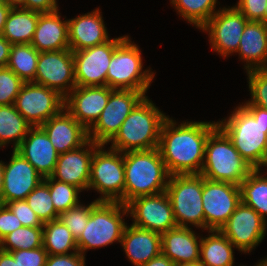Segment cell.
<instances>
[{
  "label": "cell",
  "instance_id": "cell-1",
  "mask_svg": "<svg viewBox=\"0 0 267 266\" xmlns=\"http://www.w3.org/2000/svg\"><path fill=\"white\" fill-rule=\"evenodd\" d=\"M217 121L177 122L167 117L162 124L158 150L170 175L200 174L209 134Z\"/></svg>",
  "mask_w": 267,
  "mask_h": 266
},
{
  "label": "cell",
  "instance_id": "cell-2",
  "mask_svg": "<svg viewBox=\"0 0 267 266\" xmlns=\"http://www.w3.org/2000/svg\"><path fill=\"white\" fill-rule=\"evenodd\" d=\"M234 106L217 125L226 133L241 157L254 169L267 168V110L256 105Z\"/></svg>",
  "mask_w": 267,
  "mask_h": 266
},
{
  "label": "cell",
  "instance_id": "cell-3",
  "mask_svg": "<svg viewBox=\"0 0 267 266\" xmlns=\"http://www.w3.org/2000/svg\"><path fill=\"white\" fill-rule=\"evenodd\" d=\"M168 116L145 96L106 145L111 143L110 148L122 153L158 148L161 127Z\"/></svg>",
  "mask_w": 267,
  "mask_h": 266
},
{
  "label": "cell",
  "instance_id": "cell-4",
  "mask_svg": "<svg viewBox=\"0 0 267 266\" xmlns=\"http://www.w3.org/2000/svg\"><path fill=\"white\" fill-rule=\"evenodd\" d=\"M124 205L139 196L166 191L170 174L158 148L124 152Z\"/></svg>",
  "mask_w": 267,
  "mask_h": 266
},
{
  "label": "cell",
  "instance_id": "cell-5",
  "mask_svg": "<svg viewBox=\"0 0 267 266\" xmlns=\"http://www.w3.org/2000/svg\"><path fill=\"white\" fill-rule=\"evenodd\" d=\"M253 169L219 126L209 134L204 164L200 172L205 179L240 186Z\"/></svg>",
  "mask_w": 267,
  "mask_h": 266
},
{
  "label": "cell",
  "instance_id": "cell-6",
  "mask_svg": "<svg viewBox=\"0 0 267 266\" xmlns=\"http://www.w3.org/2000/svg\"><path fill=\"white\" fill-rule=\"evenodd\" d=\"M129 217L127 206L120 202L99 201L92 209L88 223L76 240L83 256L89 250L104 248L121 242Z\"/></svg>",
  "mask_w": 267,
  "mask_h": 266
},
{
  "label": "cell",
  "instance_id": "cell-7",
  "mask_svg": "<svg viewBox=\"0 0 267 266\" xmlns=\"http://www.w3.org/2000/svg\"><path fill=\"white\" fill-rule=\"evenodd\" d=\"M142 51L128 36L112 55L107 73V86L112 89L141 91L145 96L156 72L143 65Z\"/></svg>",
  "mask_w": 267,
  "mask_h": 266
},
{
  "label": "cell",
  "instance_id": "cell-8",
  "mask_svg": "<svg viewBox=\"0 0 267 266\" xmlns=\"http://www.w3.org/2000/svg\"><path fill=\"white\" fill-rule=\"evenodd\" d=\"M202 189L201 174L170 175L165 192L170 199L178 227H196L195 229L205 231Z\"/></svg>",
  "mask_w": 267,
  "mask_h": 266
},
{
  "label": "cell",
  "instance_id": "cell-9",
  "mask_svg": "<svg viewBox=\"0 0 267 266\" xmlns=\"http://www.w3.org/2000/svg\"><path fill=\"white\" fill-rule=\"evenodd\" d=\"M100 144L93 153L88 191L99 193L97 201L124 204V152Z\"/></svg>",
  "mask_w": 267,
  "mask_h": 266
},
{
  "label": "cell",
  "instance_id": "cell-10",
  "mask_svg": "<svg viewBox=\"0 0 267 266\" xmlns=\"http://www.w3.org/2000/svg\"><path fill=\"white\" fill-rule=\"evenodd\" d=\"M247 22V18L234 5H226L221 7L200 31L208 33L211 49L226 59L237 52Z\"/></svg>",
  "mask_w": 267,
  "mask_h": 266
},
{
  "label": "cell",
  "instance_id": "cell-11",
  "mask_svg": "<svg viewBox=\"0 0 267 266\" xmlns=\"http://www.w3.org/2000/svg\"><path fill=\"white\" fill-rule=\"evenodd\" d=\"M144 97L141 91L114 89L110 93L106 107L88 130V139L97 144H107Z\"/></svg>",
  "mask_w": 267,
  "mask_h": 266
},
{
  "label": "cell",
  "instance_id": "cell-12",
  "mask_svg": "<svg viewBox=\"0 0 267 266\" xmlns=\"http://www.w3.org/2000/svg\"><path fill=\"white\" fill-rule=\"evenodd\" d=\"M128 37L111 38L106 43L74 51L76 86H107V73L114 50Z\"/></svg>",
  "mask_w": 267,
  "mask_h": 266
},
{
  "label": "cell",
  "instance_id": "cell-13",
  "mask_svg": "<svg viewBox=\"0 0 267 266\" xmlns=\"http://www.w3.org/2000/svg\"><path fill=\"white\" fill-rule=\"evenodd\" d=\"M65 98L56 90L25 82L16 97V110L32 126H41L64 108Z\"/></svg>",
  "mask_w": 267,
  "mask_h": 266
},
{
  "label": "cell",
  "instance_id": "cell-14",
  "mask_svg": "<svg viewBox=\"0 0 267 266\" xmlns=\"http://www.w3.org/2000/svg\"><path fill=\"white\" fill-rule=\"evenodd\" d=\"M220 231L241 254H250L264 240L267 222L251 207L240 203Z\"/></svg>",
  "mask_w": 267,
  "mask_h": 266
},
{
  "label": "cell",
  "instance_id": "cell-15",
  "mask_svg": "<svg viewBox=\"0 0 267 266\" xmlns=\"http://www.w3.org/2000/svg\"><path fill=\"white\" fill-rule=\"evenodd\" d=\"M240 203V186L203 177L202 207L205 231L220 230Z\"/></svg>",
  "mask_w": 267,
  "mask_h": 266
},
{
  "label": "cell",
  "instance_id": "cell-16",
  "mask_svg": "<svg viewBox=\"0 0 267 266\" xmlns=\"http://www.w3.org/2000/svg\"><path fill=\"white\" fill-rule=\"evenodd\" d=\"M132 225L162 234L177 226L173 208L166 192L139 196L127 204Z\"/></svg>",
  "mask_w": 267,
  "mask_h": 266
},
{
  "label": "cell",
  "instance_id": "cell-17",
  "mask_svg": "<svg viewBox=\"0 0 267 266\" xmlns=\"http://www.w3.org/2000/svg\"><path fill=\"white\" fill-rule=\"evenodd\" d=\"M33 83L56 90L65 98L76 87L72 51L39 52Z\"/></svg>",
  "mask_w": 267,
  "mask_h": 266
},
{
  "label": "cell",
  "instance_id": "cell-18",
  "mask_svg": "<svg viewBox=\"0 0 267 266\" xmlns=\"http://www.w3.org/2000/svg\"><path fill=\"white\" fill-rule=\"evenodd\" d=\"M9 162H4L1 204L26 197L43 181L44 177L20 153L12 149Z\"/></svg>",
  "mask_w": 267,
  "mask_h": 266
},
{
  "label": "cell",
  "instance_id": "cell-19",
  "mask_svg": "<svg viewBox=\"0 0 267 266\" xmlns=\"http://www.w3.org/2000/svg\"><path fill=\"white\" fill-rule=\"evenodd\" d=\"M108 86H76L66 97L64 108L88 131L106 107Z\"/></svg>",
  "mask_w": 267,
  "mask_h": 266
},
{
  "label": "cell",
  "instance_id": "cell-20",
  "mask_svg": "<svg viewBox=\"0 0 267 266\" xmlns=\"http://www.w3.org/2000/svg\"><path fill=\"white\" fill-rule=\"evenodd\" d=\"M99 145L88 140L80 148L59 154L51 177L57 181L74 185L82 192L88 191L91 161L94 150Z\"/></svg>",
  "mask_w": 267,
  "mask_h": 266
},
{
  "label": "cell",
  "instance_id": "cell-21",
  "mask_svg": "<svg viewBox=\"0 0 267 266\" xmlns=\"http://www.w3.org/2000/svg\"><path fill=\"white\" fill-rule=\"evenodd\" d=\"M100 7L68 19V40L72 52L106 43L111 39Z\"/></svg>",
  "mask_w": 267,
  "mask_h": 266
},
{
  "label": "cell",
  "instance_id": "cell-22",
  "mask_svg": "<svg viewBox=\"0 0 267 266\" xmlns=\"http://www.w3.org/2000/svg\"><path fill=\"white\" fill-rule=\"evenodd\" d=\"M40 127L59 154L80 148L89 140L88 131L65 108Z\"/></svg>",
  "mask_w": 267,
  "mask_h": 266
},
{
  "label": "cell",
  "instance_id": "cell-23",
  "mask_svg": "<svg viewBox=\"0 0 267 266\" xmlns=\"http://www.w3.org/2000/svg\"><path fill=\"white\" fill-rule=\"evenodd\" d=\"M15 150L30 162L44 178L54 173L59 153L40 126L31 127Z\"/></svg>",
  "mask_w": 267,
  "mask_h": 266
},
{
  "label": "cell",
  "instance_id": "cell-24",
  "mask_svg": "<svg viewBox=\"0 0 267 266\" xmlns=\"http://www.w3.org/2000/svg\"><path fill=\"white\" fill-rule=\"evenodd\" d=\"M202 234L176 227L161 234V253L174 264L199 262Z\"/></svg>",
  "mask_w": 267,
  "mask_h": 266
},
{
  "label": "cell",
  "instance_id": "cell-25",
  "mask_svg": "<svg viewBox=\"0 0 267 266\" xmlns=\"http://www.w3.org/2000/svg\"><path fill=\"white\" fill-rule=\"evenodd\" d=\"M120 246L133 266H142L161 254V234L127 224Z\"/></svg>",
  "mask_w": 267,
  "mask_h": 266
},
{
  "label": "cell",
  "instance_id": "cell-26",
  "mask_svg": "<svg viewBox=\"0 0 267 266\" xmlns=\"http://www.w3.org/2000/svg\"><path fill=\"white\" fill-rule=\"evenodd\" d=\"M238 54L245 72L265 68L267 65V23L248 21L244 27Z\"/></svg>",
  "mask_w": 267,
  "mask_h": 266
},
{
  "label": "cell",
  "instance_id": "cell-27",
  "mask_svg": "<svg viewBox=\"0 0 267 266\" xmlns=\"http://www.w3.org/2000/svg\"><path fill=\"white\" fill-rule=\"evenodd\" d=\"M65 18V20L63 19ZM61 16L60 9L41 13L31 45L39 52L58 51L69 48L68 19Z\"/></svg>",
  "mask_w": 267,
  "mask_h": 266
},
{
  "label": "cell",
  "instance_id": "cell-28",
  "mask_svg": "<svg viewBox=\"0 0 267 266\" xmlns=\"http://www.w3.org/2000/svg\"><path fill=\"white\" fill-rule=\"evenodd\" d=\"M205 232H208V235L201 237L200 264L202 266H234V251L237 248L220 230H206Z\"/></svg>",
  "mask_w": 267,
  "mask_h": 266
},
{
  "label": "cell",
  "instance_id": "cell-29",
  "mask_svg": "<svg viewBox=\"0 0 267 266\" xmlns=\"http://www.w3.org/2000/svg\"><path fill=\"white\" fill-rule=\"evenodd\" d=\"M41 13L21 7L12 8L8 14L2 36L12 45L31 44Z\"/></svg>",
  "mask_w": 267,
  "mask_h": 266
},
{
  "label": "cell",
  "instance_id": "cell-30",
  "mask_svg": "<svg viewBox=\"0 0 267 266\" xmlns=\"http://www.w3.org/2000/svg\"><path fill=\"white\" fill-rule=\"evenodd\" d=\"M264 171L262 168L253 169L240 184V191L241 202L253 208L267 222V171Z\"/></svg>",
  "mask_w": 267,
  "mask_h": 266
},
{
  "label": "cell",
  "instance_id": "cell-31",
  "mask_svg": "<svg viewBox=\"0 0 267 266\" xmlns=\"http://www.w3.org/2000/svg\"><path fill=\"white\" fill-rule=\"evenodd\" d=\"M31 127L14 104L0 105V149L13 144L11 148L15 150Z\"/></svg>",
  "mask_w": 267,
  "mask_h": 266
},
{
  "label": "cell",
  "instance_id": "cell-32",
  "mask_svg": "<svg viewBox=\"0 0 267 266\" xmlns=\"http://www.w3.org/2000/svg\"><path fill=\"white\" fill-rule=\"evenodd\" d=\"M43 247L48 255L78 252L76 239L59 219L43 223Z\"/></svg>",
  "mask_w": 267,
  "mask_h": 266
},
{
  "label": "cell",
  "instance_id": "cell-33",
  "mask_svg": "<svg viewBox=\"0 0 267 266\" xmlns=\"http://www.w3.org/2000/svg\"><path fill=\"white\" fill-rule=\"evenodd\" d=\"M179 17L199 30L221 8L218 0H169Z\"/></svg>",
  "mask_w": 267,
  "mask_h": 266
},
{
  "label": "cell",
  "instance_id": "cell-34",
  "mask_svg": "<svg viewBox=\"0 0 267 266\" xmlns=\"http://www.w3.org/2000/svg\"><path fill=\"white\" fill-rule=\"evenodd\" d=\"M39 51L31 44L12 45L7 68L11 69L24 82L35 80Z\"/></svg>",
  "mask_w": 267,
  "mask_h": 266
},
{
  "label": "cell",
  "instance_id": "cell-35",
  "mask_svg": "<svg viewBox=\"0 0 267 266\" xmlns=\"http://www.w3.org/2000/svg\"><path fill=\"white\" fill-rule=\"evenodd\" d=\"M43 227L22 226L0 240V250L13 252L43 246Z\"/></svg>",
  "mask_w": 267,
  "mask_h": 266
},
{
  "label": "cell",
  "instance_id": "cell-36",
  "mask_svg": "<svg viewBox=\"0 0 267 266\" xmlns=\"http://www.w3.org/2000/svg\"><path fill=\"white\" fill-rule=\"evenodd\" d=\"M43 181L49 186L52 203L59 214L81 202L82 191L76 186L57 181L51 176L45 177Z\"/></svg>",
  "mask_w": 267,
  "mask_h": 266
},
{
  "label": "cell",
  "instance_id": "cell-37",
  "mask_svg": "<svg viewBox=\"0 0 267 266\" xmlns=\"http://www.w3.org/2000/svg\"><path fill=\"white\" fill-rule=\"evenodd\" d=\"M42 223L56 220L59 213L52 203L49 186L42 181L25 199Z\"/></svg>",
  "mask_w": 267,
  "mask_h": 266
},
{
  "label": "cell",
  "instance_id": "cell-38",
  "mask_svg": "<svg viewBox=\"0 0 267 266\" xmlns=\"http://www.w3.org/2000/svg\"><path fill=\"white\" fill-rule=\"evenodd\" d=\"M98 202L96 199L88 204L80 202L77 206L59 214L58 219L66 225L76 240L81 236L88 223L91 209Z\"/></svg>",
  "mask_w": 267,
  "mask_h": 266
},
{
  "label": "cell",
  "instance_id": "cell-39",
  "mask_svg": "<svg viewBox=\"0 0 267 266\" xmlns=\"http://www.w3.org/2000/svg\"><path fill=\"white\" fill-rule=\"evenodd\" d=\"M250 99L241 105H256L267 110V69H255L246 72Z\"/></svg>",
  "mask_w": 267,
  "mask_h": 266
},
{
  "label": "cell",
  "instance_id": "cell-40",
  "mask_svg": "<svg viewBox=\"0 0 267 266\" xmlns=\"http://www.w3.org/2000/svg\"><path fill=\"white\" fill-rule=\"evenodd\" d=\"M24 83L11 69L4 67L0 71V105L14 104Z\"/></svg>",
  "mask_w": 267,
  "mask_h": 266
},
{
  "label": "cell",
  "instance_id": "cell-41",
  "mask_svg": "<svg viewBox=\"0 0 267 266\" xmlns=\"http://www.w3.org/2000/svg\"><path fill=\"white\" fill-rule=\"evenodd\" d=\"M25 227H43V223L25 200H14L5 204Z\"/></svg>",
  "mask_w": 267,
  "mask_h": 266
},
{
  "label": "cell",
  "instance_id": "cell-42",
  "mask_svg": "<svg viewBox=\"0 0 267 266\" xmlns=\"http://www.w3.org/2000/svg\"><path fill=\"white\" fill-rule=\"evenodd\" d=\"M19 266H45L48 257L44 247L10 252Z\"/></svg>",
  "mask_w": 267,
  "mask_h": 266
},
{
  "label": "cell",
  "instance_id": "cell-43",
  "mask_svg": "<svg viewBox=\"0 0 267 266\" xmlns=\"http://www.w3.org/2000/svg\"><path fill=\"white\" fill-rule=\"evenodd\" d=\"M267 0H238L234 5L248 21L265 23V7Z\"/></svg>",
  "mask_w": 267,
  "mask_h": 266
},
{
  "label": "cell",
  "instance_id": "cell-44",
  "mask_svg": "<svg viewBox=\"0 0 267 266\" xmlns=\"http://www.w3.org/2000/svg\"><path fill=\"white\" fill-rule=\"evenodd\" d=\"M22 226L12 211L6 205L0 204V240Z\"/></svg>",
  "mask_w": 267,
  "mask_h": 266
},
{
  "label": "cell",
  "instance_id": "cell-45",
  "mask_svg": "<svg viewBox=\"0 0 267 266\" xmlns=\"http://www.w3.org/2000/svg\"><path fill=\"white\" fill-rule=\"evenodd\" d=\"M45 266H87L86 256L80 252L66 255H48Z\"/></svg>",
  "mask_w": 267,
  "mask_h": 266
},
{
  "label": "cell",
  "instance_id": "cell-46",
  "mask_svg": "<svg viewBox=\"0 0 267 266\" xmlns=\"http://www.w3.org/2000/svg\"><path fill=\"white\" fill-rule=\"evenodd\" d=\"M40 13H51L59 10L58 0H25L21 7Z\"/></svg>",
  "mask_w": 267,
  "mask_h": 266
},
{
  "label": "cell",
  "instance_id": "cell-47",
  "mask_svg": "<svg viewBox=\"0 0 267 266\" xmlns=\"http://www.w3.org/2000/svg\"><path fill=\"white\" fill-rule=\"evenodd\" d=\"M12 44L4 37L0 36V64L7 66Z\"/></svg>",
  "mask_w": 267,
  "mask_h": 266
},
{
  "label": "cell",
  "instance_id": "cell-48",
  "mask_svg": "<svg viewBox=\"0 0 267 266\" xmlns=\"http://www.w3.org/2000/svg\"><path fill=\"white\" fill-rule=\"evenodd\" d=\"M11 9L12 7L10 5H8L5 1L0 0V36H2L6 20Z\"/></svg>",
  "mask_w": 267,
  "mask_h": 266
},
{
  "label": "cell",
  "instance_id": "cell-49",
  "mask_svg": "<svg viewBox=\"0 0 267 266\" xmlns=\"http://www.w3.org/2000/svg\"><path fill=\"white\" fill-rule=\"evenodd\" d=\"M142 266H175V264L161 253L159 256L152 258L148 263Z\"/></svg>",
  "mask_w": 267,
  "mask_h": 266
},
{
  "label": "cell",
  "instance_id": "cell-50",
  "mask_svg": "<svg viewBox=\"0 0 267 266\" xmlns=\"http://www.w3.org/2000/svg\"><path fill=\"white\" fill-rule=\"evenodd\" d=\"M0 266H19L10 252L0 250Z\"/></svg>",
  "mask_w": 267,
  "mask_h": 266
},
{
  "label": "cell",
  "instance_id": "cell-51",
  "mask_svg": "<svg viewBox=\"0 0 267 266\" xmlns=\"http://www.w3.org/2000/svg\"><path fill=\"white\" fill-rule=\"evenodd\" d=\"M5 1L12 8L22 7L25 3V0H2Z\"/></svg>",
  "mask_w": 267,
  "mask_h": 266
},
{
  "label": "cell",
  "instance_id": "cell-52",
  "mask_svg": "<svg viewBox=\"0 0 267 266\" xmlns=\"http://www.w3.org/2000/svg\"><path fill=\"white\" fill-rule=\"evenodd\" d=\"M3 172H4V161L0 160V204H1V194L3 191Z\"/></svg>",
  "mask_w": 267,
  "mask_h": 266
},
{
  "label": "cell",
  "instance_id": "cell-53",
  "mask_svg": "<svg viewBox=\"0 0 267 266\" xmlns=\"http://www.w3.org/2000/svg\"><path fill=\"white\" fill-rule=\"evenodd\" d=\"M254 266H267V257L259 259L258 262L254 264Z\"/></svg>",
  "mask_w": 267,
  "mask_h": 266
},
{
  "label": "cell",
  "instance_id": "cell-54",
  "mask_svg": "<svg viewBox=\"0 0 267 266\" xmlns=\"http://www.w3.org/2000/svg\"><path fill=\"white\" fill-rule=\"evenodd\" d=\"M175 266H202L200 262H195V263H179L175 264Z\"/></svg>",
  "mask_w": 267,
  "mask_h": 266
},
{
  "label": "cell",
  "instance_id": "cell-55",
  "mask_svg": "<svg viewBox=\"0 0 267 266\" xmlns=\"http://www.w3.org/2000/svg\"><path fill=\"white\" fill-rule=\"evenodd\" d=\"M265 23H267V2H266V7H265Z\"/></svg>",
  "mask_w": 267,
  "mask_h": 266
},
{
  "label": "cell",
  "instance_id": "cell-56",
  "mask_svg": "<svg viewBox=\"0 0 267 266\" xmlns=\"http://www.w3.org/2000/svg\"><path fill=\"white\" fill-rule=\"evenodd\" d=\"M3 68H4V66L0 64V71H1Z\"/></svg>",
  "mask_w": 267,
  "mask_h": 266
}]
</instances>
